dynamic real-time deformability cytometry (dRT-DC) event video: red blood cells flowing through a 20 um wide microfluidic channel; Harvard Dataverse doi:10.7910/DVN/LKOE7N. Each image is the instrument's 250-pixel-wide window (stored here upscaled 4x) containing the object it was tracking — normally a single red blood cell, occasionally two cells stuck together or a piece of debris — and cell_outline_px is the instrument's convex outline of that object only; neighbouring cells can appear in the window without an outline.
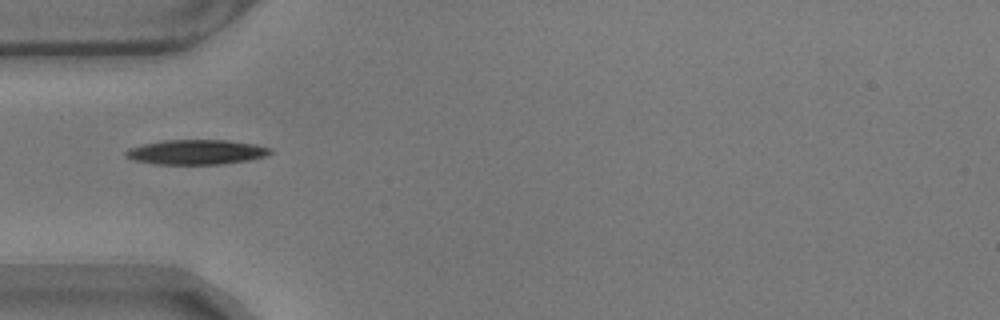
{"species": "common noctule bat (a hibernating species)", "species_latin": "Nyctalus noctula", "temperature_condition": "warm", "stored_images_in_passage": 34, "camera_frame_rate_fps": 3000, "um_per_image_px": 0.085, "animal": {"sex": "male", "body_mass_g": 17.9}, "frame": {"image": 1, "passage_image": 1, "time_ms": 0.0, "image_size_px": [1000, 320], "cell_outline_px": [[272, 152], [268, 156], [248, 160], [220, 164], [156, 164], [136, 160], [124, 156], [124, 152], [128, 148], [160, 140], [228, 140], [256, 144], [272, 148]], "centroid_in_image_um": [16.71, 12.92], "position_along_channel_um": 68.3, "area_um2": 20.98}}
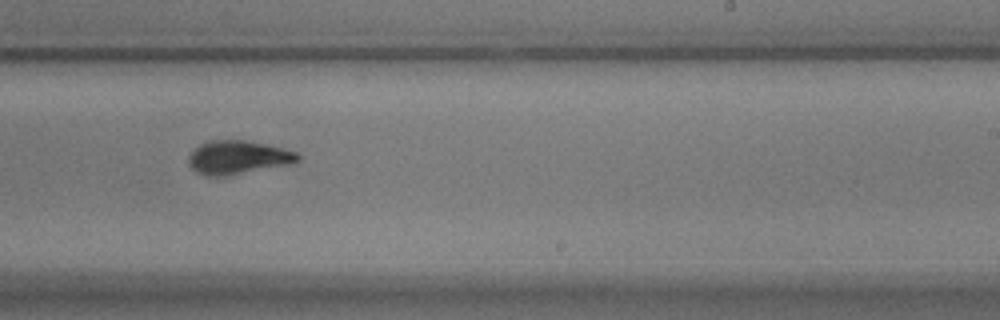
{"frame": {"image": 2, "passage_image": 18, "time_ms": 5.667, "image_size_px": [1000, 320], "cell_outline_px": [[300, 160], [288, 164], [224, 176], [208, 176], [196, 172], [188, 164], [188, 156], [200, 144], [212, 140], [244, 140], [284, 148], [296, 152], [300, 156]], "centroid_in_image_um": [20.2, 13.37], "position_along_channel_um": 268.8, "area_um2": 21.04}}
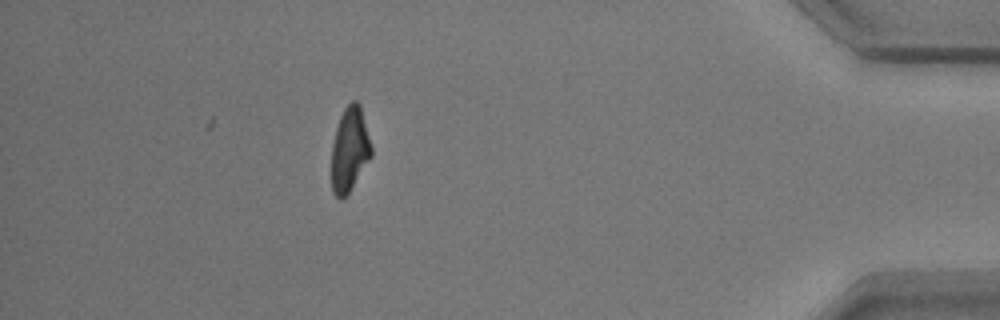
{"frame": {"image": 3, "passage_image": 34, "time_ms": 11.0, "image_size_px": [1000, 320], "cell_outline_px": [[372, 156], [348, 192], [340, 200], [332, 192], [332, 144], [336, 128], [340, 116], [344, 108], [352, 100], [356, 100], [360, 104], [372, 148]], "centroid_in_image_um": [29.72, 12.68], "position_along_channel_um": 405.5, "area_um2": 19.36}, "authors_computed_cell_mechanics": {"area_um2": 20.7502, "velocity_mm_per_s": 3.5245, "shape_relaxation_time_tau1_ms": 6.2623, "shape_relaxation_time_tau2_ms": 1.6531, "deformation_change_tau1": 0.2148, "deformation_change_tau2": 0.0752}}